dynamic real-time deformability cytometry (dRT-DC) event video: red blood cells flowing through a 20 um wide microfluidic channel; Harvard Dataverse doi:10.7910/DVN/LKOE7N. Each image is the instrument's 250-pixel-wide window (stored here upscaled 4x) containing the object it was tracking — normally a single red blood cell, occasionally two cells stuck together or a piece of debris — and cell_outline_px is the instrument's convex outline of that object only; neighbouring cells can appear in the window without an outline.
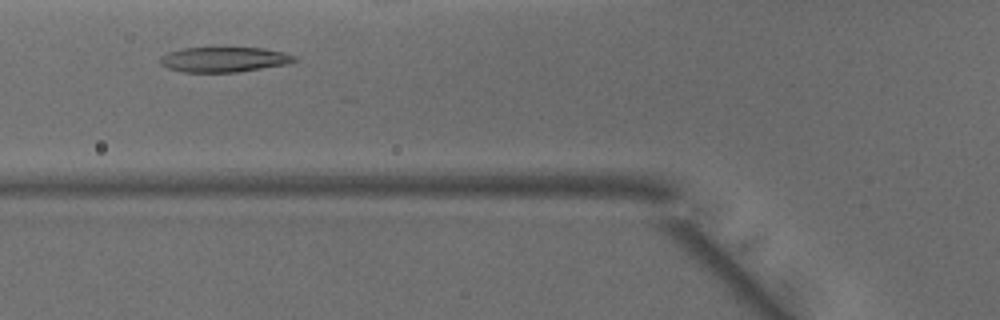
{"species": "common noctule bat (a hibernating species)", "species_latin": "Nyctalus noctula", "temperature_condition": "warm", "stored_images_in_passage": 25, "camera_frame_rate_fps": 3000, "um_per_image_px": 0.085, "animal": {"sex": "male", "body_mass_g": 15.6}, "frame": {"image": 1, "passage_image": 4, "time_ms": 1.0, "image_size_px": [1000, 320], "cell_outline_px": [[300, 60], [288, 64], [236, 72], [184, 72], [168, 68], [160, 64], [160, 56], [168, 52], [180, 48], [264, 48], [284, 52], [296, 56]], "centroid_in_image_um": [19.06, 5.05], "position_along_channel_um": 106.7, "area_um2": 19.71}}
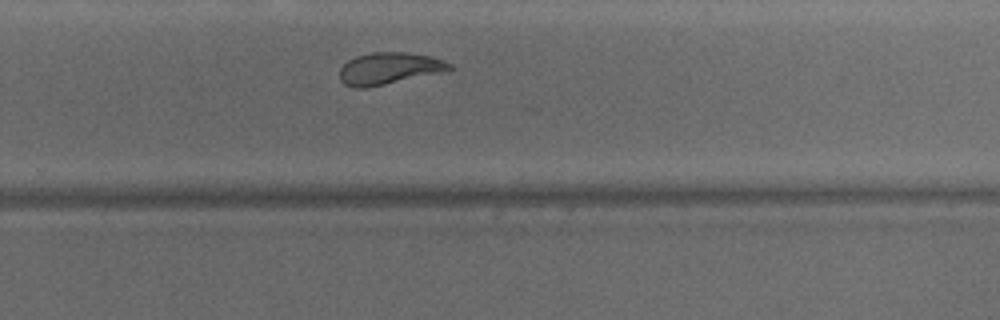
{"frame": {"image": 2, "passage_image": 18, "time_ms": 5.667, "image_size_px": [1000, 320], "cell_outline_px": [[452, 68], [448, 72], [364, 88], [352, 88], [344, 84], [340, 80], [340, 68], [348, 60], [356, 56], [372, 52], [408, 52], [428, 56], [444, 60], [452, 64]], "centroid_in_image_um": [33.1, 5.82], "position_along_channel_um": 296.7, "area_um2": 20.63}}
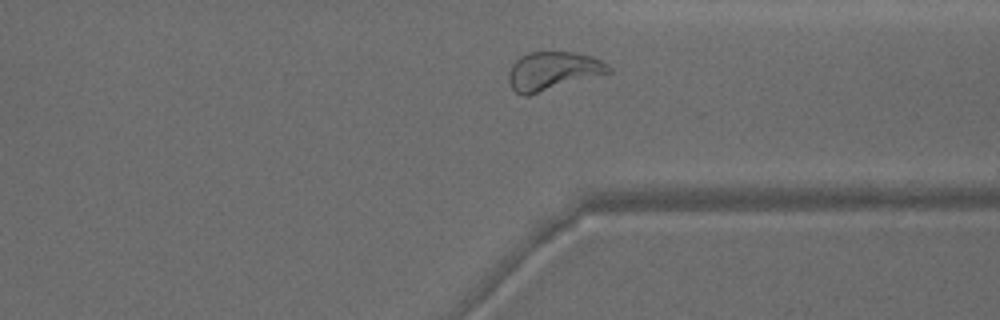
{"frame": {"image": 3, "passage_image": 23, "time_ms": 7.333, "image_size_px": [1000, 320], "cell_outline_px": [[612, 72], [528, 96], [520, 96], [512, 88], [508, 80], [508, 72], [512, 64], [520, 56], [528, 52], [576, 52], [592, 56], [608, 64], [612, 68]], "centroid_in_image_um": [46.99, 6.04], "position_along_channel_um": 364.4, "area_um2": 22.6}, "authors_computed_cell_mechanics": {"area_um2": 19.9988, "velocity_mm_per_s": 4.073, "shape_relaxation_time_tau1_ms": 4.1019, "shape_relaxation_time_tau2_ms": 1.3833, "deformation_change_tau1": 0.1774, "deformation_change_tau2": 0.0811}}